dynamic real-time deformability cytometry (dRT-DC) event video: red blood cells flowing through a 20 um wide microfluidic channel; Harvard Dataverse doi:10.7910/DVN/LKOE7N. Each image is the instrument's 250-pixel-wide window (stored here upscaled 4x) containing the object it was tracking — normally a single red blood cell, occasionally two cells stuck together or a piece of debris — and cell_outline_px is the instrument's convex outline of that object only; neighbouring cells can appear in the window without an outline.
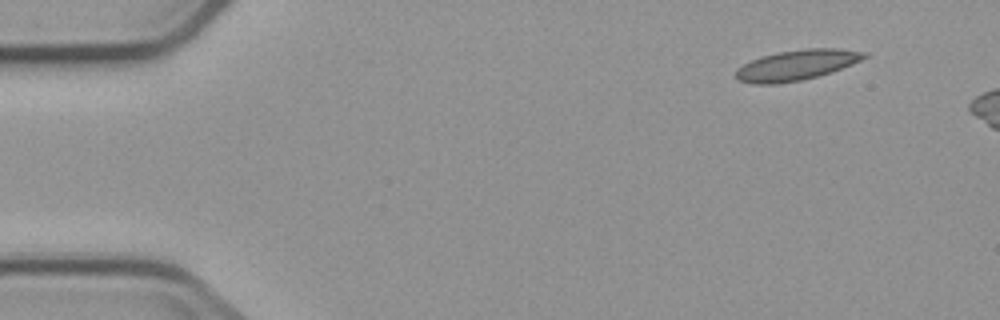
{"species": "common noctule bat (a hibernating species)", "species_latin": "Nyctalus noctula", "temperature_condition": "cold", "stored_images_in_passage": 5, "camera_frame_rate_fps": 3000, "um_per_image_px": 0.085, "animal": {"sex": "male", "body_mass_g": 23.1, "forearm_length_mm": 52.7}, "frame": {"image": 1, "passage_image": 1, "time_ms": 0.0, "image_size_px": [1000, 320], "cell_outline_px": [[868, 56], [852, 64], [832, 72], [800, 80], [776, 84], [752, 84], [736, 80], [736, 68], [752, 60], [764, 56], [780, 52], [808, 48], [840, 48], [868, 52]], "centroid_in_image_um": [67.72, 5.53], "position_along_channel_um": 17.3, "area_um2": 22.6}}
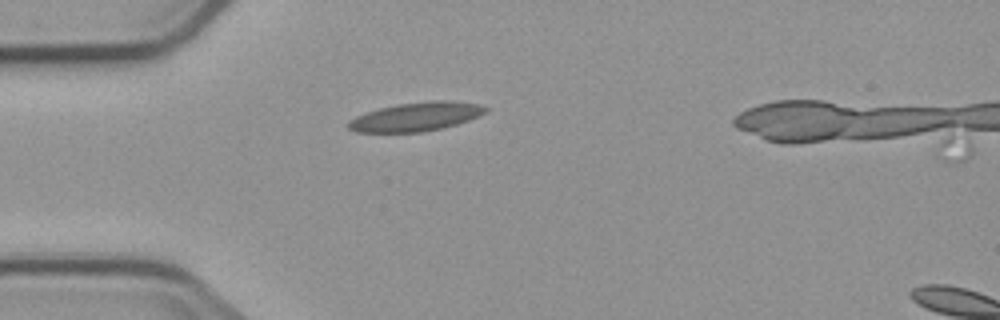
{"frame": {"image": 2, "passage_image": 4, "time_ms": 3.333, "image_size_px": [1000, 320], "cell_outline_px": [[488, 112], [468, 120], [444, 128], [424, 132], [356, 132], [348, 128], [348, 120], [356, 116], [380, 108], [396, 104], [428, 100], [452, 100], [480, 104], [488, 108]], "centroid_in_image_um": [35.4, 9.91], "position_along_channel_um": 49.6, "area_um2": 23.24}}